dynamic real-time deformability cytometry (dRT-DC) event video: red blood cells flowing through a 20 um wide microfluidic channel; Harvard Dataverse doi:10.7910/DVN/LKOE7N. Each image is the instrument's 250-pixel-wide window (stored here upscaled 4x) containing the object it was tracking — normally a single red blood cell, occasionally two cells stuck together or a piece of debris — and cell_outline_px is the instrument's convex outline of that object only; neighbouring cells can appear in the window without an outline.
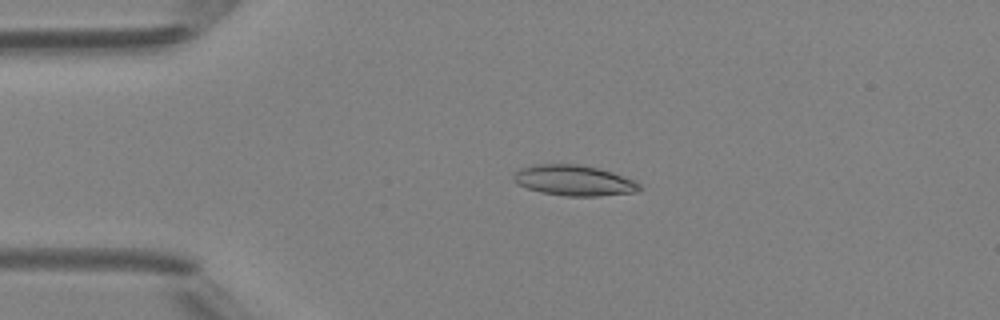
{"species": "Egyptian fruit bat (a non-hibernating species)", "species_latin": "Rousettus aegyptiacus", "temperature_condition": "room temperature", "stored_images_in_passage": 35, "camera_frame_rate_fps": 3000, "um_per_image_px": 0.085, "animal": {"sex": "female"}, "frame": {"image": 1, "passage_image": 5, "time_ms": 1.333, "image_size_px": [1000, 320], "cell_outline_px": [[644, 188], [636, 192], [600, 196], [564, 196], [540, 192], [516, 184], [512, 180], [512, 176], [520, 168], [532, 164], [576, 164], [596, 168], [612, 172], [636, 180]], "centroid_in_image_um": [48.79, 15.34], "position_along_channel_um": 36.2, "area_um2": 22.66}}
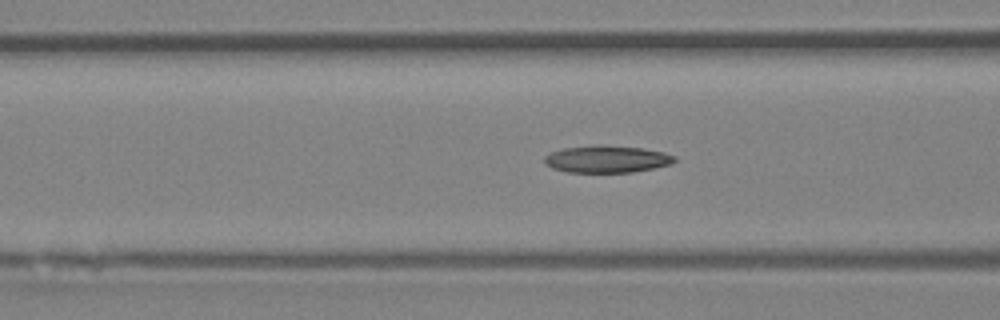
{"frame": {"image": 2, "passage_image": 13, "time_ms": 4.0, "image_size_px": [1000, 320], "cell_outline_px": [[676, 160], [672, 164], [632, 172], [568, 172], [552, 168], [544, 164], [544, 156], [552, 152], [564, 148], [596, 144], [600, 144], [644, 148], [664, 152], [676, 156]], "centroid_in_image_um": [51.58, 13.51], "position_along_channel_um": 115.0, "area_um2": 20.75}}
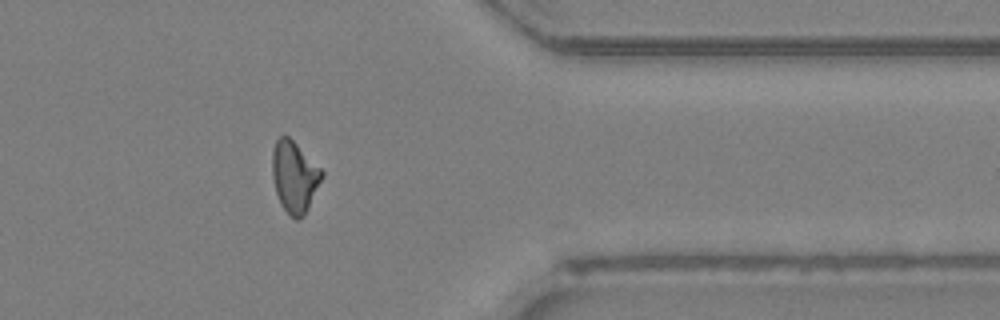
{"frame": {"image": 3, "passage_image": 33, "time_ms": 10.667, "image_size_px": [1000, 320], "cell_outline_px": [[324, 176], [304, 216], [296, 220], [280, 204], [276, 192], [272, 176], [272, 152], [276, 140], [280, 136], [288, 136], [324, 172]], "centroid_in_image_um": [25.02, 15.03], "position_along_channel_um": 386.4, "area_um2": 20.35}, "authors_computed_cell_mechanics": {"area_um2": 20.23, "velocity_mm_per_s": 4.2986, "shape_relaxation_time_tau1_ms": null, "shape_relaxation_time_tau2_ms": 2.8196, "deformation_change_tau1": null, "deformation_change_tau2": 0.0997}}